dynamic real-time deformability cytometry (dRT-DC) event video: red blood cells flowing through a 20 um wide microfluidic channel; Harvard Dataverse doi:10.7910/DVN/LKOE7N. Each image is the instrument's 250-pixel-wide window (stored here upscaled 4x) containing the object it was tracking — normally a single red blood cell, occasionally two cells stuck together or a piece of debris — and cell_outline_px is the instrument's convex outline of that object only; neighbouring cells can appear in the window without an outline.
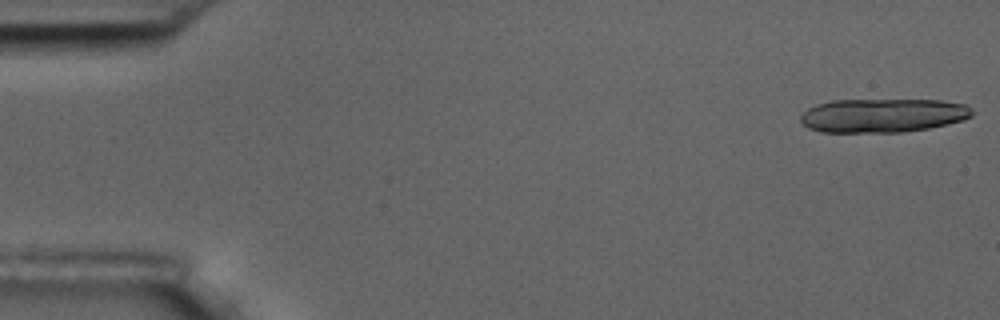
{"species": "common noctule bat (a hibernating species)", "species_latin": "Nyctalus noctula", "temperature_condition": "room temperature", "stored_images_in_passage": 4, "camera_frame_rate_fps": 3000, "um_per_image_px": 0.085, "animal": {"sex": "male", "body_mass_g": 17.5, "forearm_length_mm": 52.3}, "frame": {"image": 1, "passage_image": 1, "time_ms": 0.0, "image_size_px": [1000, 320], "cell_outline_px": [[972, 116], [964, 120], [948, 124], [928, 128], [904, 132], [820, 132], [808, 128], [800, 120], [800, 116], [808, 108], [816, 104], [832, 100], [940, 100], [964, 104], [972, 108]], "centroid_in_image_um": [75.04, 9.81], "position_along_channel_um": 10.0, "area_um2": 33.99}}